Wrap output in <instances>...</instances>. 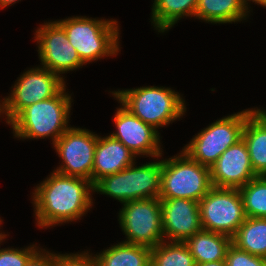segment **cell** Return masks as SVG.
<instances>
[{
	"mask_svg": "<svg viewBox=\"0 0 266 266\" xmlns=\"http://www.w3.org/2000/svg\"><path fill=\"white\" fill-rule=\"evenodd\" d=\"M93 184L79 177L55 171L34 190V206L39 227H49L79 219L90 210Z\"/></svg>",
	"mask_w": 266,
	"mask_h": 266,
	"instance_id": "cell-1",
	"label": "cell"
},
{
	"mask_svg": "<svg viewBox=\"0 0 266 266\" xmlns=\"http://www.w3.org/2000/svg\"><path fill=\"white\" fill-rule=\"evenodd\" d=\"M71 96L65 87L56 95L24 108L9 124L18 138L52 137L53 144L69 128Z\"/></svg>",
	"mask_w": 266,
	"mask_h": 266,
	"instance_id": "cell-2",
	"label": "cell"
},
{
	"mask_svg": "<svg viewBox=\"0 0 266 266\" xmlns=\"http://www.w3.org/2000/svg\"><path fill=\"white\" fill-rule=\"evenodd\" d=\"M132 114L155 129L180 118L186 111L180 94L165 87H140L112 92Z\"/></svg>",
	"mask_w": 266,
	"mask_h": 266,
	"instance_id": "cell-3",
	"label": "cell"
},
{
	"mask_svg": "<svg viewBox=\"0 0 266 266\" xmlns=\"http://www.w3.org/2000/svg\"><path fill=\"white\" fill-rule=\"evenodd\" d=\"M65 31L68 42L86 64L119 51L117 21L73 17L56 21Z\"/></svg>",
	"mask_w": 266,
	"mask_h": 266,
	"instance_id": "cell-4",
	"label": "cell"
},
{
	"mask_svg": "<svg viewBox=\"0 0 266 266\" xmlns=\"http://www.w3.org/2000/svg\"><path fill=\"white\" fill-rule=\"evenodd\" d=\"M134 166L133 164L101 178L93 185V191L109 195L122 204L140 199L159 198L163 160Z\"/></svg>",
	"mask_w": 266,
	"mask_h": 266,
	"instance_id": "cell-5",
	"label": "cell"
},
{
	"mask_svg": "<svg viewBox=\"0 0 266 266\" xmlns=\"http://www.w3.org/2000/svg\"><path fill=\"white\" fill-rule=\"evenodd\" d=\"M181 152L179 156L163 160L159 199L183 198L199 202L213 187L210 168Z\"/></svg>",
	"mask_w": 266,
	"mask_h": 266,
	"instance_id": "cell-6",
	"label": "cell"
},
{
	"mask_svg": "<svg viewBox=\"0 0 266 266\" xmlns=\"http://www.w3.org/2000/svg\"><path fill=\"white\" fill-rule=\"evenodd\" d=\"M254 109L229 115L198 133L183 151L194 161L210 168L230 146L242 139L246 118Z\"/></svg>",
	"mask_w": 266,
	"mask_h": 266,
	"instance_id": "cell-7",
	"label": "cell"
},
{
	"mask_svg": "<svg viewBox=\"0 0 266 266\" xmlns=\"http://www.w3.org/2000/svg\"><path fill=\"white\" fill-rule=\"evenodd\" d=\"M202 230L233 237L245 221L243 200L237 188L212 187L199 201Z\"/></svg>",
	"mask_w": 266,
	"mask_h": 266,
	"instance_id": "cell-8",
	"label": "cell"
},
{
	"mask_svg": "<svg viewBox=\"0 0 266 266\" xmlns=\"http://www.w3.org/2000/svg\"><path fill=\"white\" fill-rule=\"evenodd\" d=\"M119 223L127 236V241H123L125 243L154 248L165 241L159 198L140 199L124 203L119 213Z\"/></svg>",
	"mask_w": 266,
	"mask_h": 266,
	"instance_id": "cell-9",
	"label": "cell"
},
{
	"mask_svg": "<svg viewBox=\"0 0 266 266\" xmlns=\"http://www.w3.org/2000/svg\"><path fill=\"white\" fill-rule=\"evenodd\" d=\"M65 87L61 75L46 68L26 71L14 85L11 95L4 98V114L9 124L24 108L56 96Z\"/></svg>",
	"mask_w": 266,
	"mask_h": 266,
	"instance_id": "cell-10",
	"label": "cell"
},
{
	"mask_svg": "<svg viewBox=\"0 0 266 266\" xmlns=\"http://www.w3.org/2000/svg\"><path fill=\"white\" fill-rule=\"evenodd\" d=\"M98 135L87 129L69 127L53 144L64 164L55 172L92 182V169Z\"/></svg>",
	"mask_w": 266,
	"mask_h": 266,
	"instance_id": "cell-11",
	"label": "cell"
},
{
	"mask_svg": "<svg viewBox=\"0 0 266 266\" xmlns=\"http://www.w3.org/2000/svg\"><path fill=\"white\" fill-rule=\"evenodd\" d=\"M38 53L43 68L58 75L84 65L77 50L68 42L64 29L56 22H48L37 31Z\"/></svg>",
	"mask_w": 266,
	"mask_h": 266,
	"instance_id": "cell-12",
	"label": "cell"
},
{
	"mask_svg": "<svg viewBox=\"0 0 266 266\" xmlns=\"http://www.w3.org/2000/svg\"><path fill=\"white\" fill-rule=\"evenodd\" d=\"M117 128L110 136L124 144L135 155L160 157L158 130L132 114L124 106L117 109L114 116Z\"/></svg>",
	"mask_w": 266,
	"mask_h": 266,
	"instance_id": "cell-13",
	"label": "cell"
},
{
	"mask_svg": "<svg viewBox=\"0 0 266 266\" xmlns=\"http://www.w3.org/2000/svg\"><path fill=\"white\" fill-rule=\"evenodd\" d=\"M210 177L213 187L237 189L257 177L243 139L228 147L210 166Z\"/></svg>",
	"mask_w": 266,
	"mask_h": 266,
	"instance_id": "cell-14",
	"label": "cell"
},
{
	"mask_svg": "<svg viewBox=\"0 0 266 266\" xmlns=\"http://www.w3.org/2000/svg\"><path fill=\"white\" fill-rule=\"evenodd\" d=\"M163 236L170 241L185 242L202 230L199 202L191 199H160Z\"/></svg>",
	"mask_w": 266,
	"mask_h": 266,
	"instance_id": "cell-15",
	"label": "cell"
},
{
	"mask_svg": "<svg viewBox=\"0 0 266 266\" xmlns=\"http://www.w3.org/2000/svg\"><path fill=\"white\" fill-rule=\"evenodd\" d=\"M134 157V158H133ZM135 154L113 137H99L95 147L92 184L133 165Z\"/></svg>",
	"mask_w": 266,
	"mask_h": 266,
	"instance_id": "cell-16",
	"label": "cell"
},
{
	"mask_svg": "<svg viewBox=\"0 0 266 266\" xmlns=\"http://www.w3.org/2000/svg\"><path fill=\"white\" fill-rule=\"evenodd\" d=\"M253 171L266 176V111L255 109L246 118L242 132Z\"/></svg>",
	"mask_w": 266,
	"mask_h": 266,
	"instance_id": "cell-17",
	"label": "cell"
},
{
	"mask_svg": "<svg viewBox=\"0 0 266 266\" xmlns=\"http://www.w3.org/2000/svg\"><path fill=\"white\" fill-rule=\"evenodd\" d=\"M196 264L225 260L232 238L211 231L201 230L184 242Z\"/></svg>",
	"mask_w": 266,
	"mask_h": 266,
	"instance_id": "cell-18",
	"label": "cell"
},
{
	"mask_svg": "<svg viewBox=\"0 0 266 266\" xmlns=\"http://www.w3.org/2000/svg\"><path fill=\"white\" fill-rule=\"evenodd\" d=\"M96 259L99 266H150L151 248L122 242L96 254Z\"/></svg>",
	"mask_w": 266,
	"mask_h": 266,
	"instance_id": "cell-19",
	"label": "cell"
},
{
	"mask_svg": "<svg viewBox=\"0 0 266 266\" xmlns=\"http://www.w3.org/2000/svg\"><path fill=\"white\" fill-rule=\"evenodd\" d=\"M248 12L242 0H199L195 17L211 23H232Z\"/></svg>",
	"mask_w": 266,
	"mask_h": 266,
	"instance_id": "cell-20",
	"label": "cell"
},
{
	"mask_svg": "<svg viewBox=\"0 0 266 266\" xmlns=\"http://www.w3.org/2000/svg\"><path fill=\"white\" fill-rule=\"evenodd\" d=\"M232 244L251 255L266 258V218L246 217L232 237Z\"/></svg>",
	"mask_w": 266,
	"mask_h": 266,
	"instance_id": "cell-21",
	"label": "cell"
},
{
	"mask_svg": "<svg viewBox=\"0 0 266 266\" xmlns=\"http://www.w3.org/2000/svg\"><path fill=\"white\" fill-rule=\"evenodd\" d=\"M199 0H154L152 22L158 32L167 31L182 16H195Z\"/></svg>",
	"mask_w": 266,
	"mask_h": 266,
	"instance_id": "cell-22",
	"label": "cell"
},
{
	"mask_svg": "<svg viewBox=\"0 0 266 266\" xmlns=\"http://www.w3.org/2000/svg\"><path fill=\"white\" fill-rule=\"evenodd\" d=\"M150 266H196V263L184 242L162 241L151 248Z\"/></svg>",
	"mask_w": 266,
	"mask_h": 266,
	"instance_id": "cell-23",
	"label": "cell"
},
{
	"mask_svg": "<svg viewBox=\"0 0 266 266\" xmlns=\"http://www.w3.org/2000/svg\"><path fill=\"white\" fill-rule=\"evenodd\" d=\"M239 191L246 217L266 218V176H257Z\"/></svg>",
	"mask_w": 266,
	"mask_h": 266,
	"instance_id": "cell-24",
	"label": "cell"
},
{
	"mask_svg": "<svg viewBox=\"0 0 266 266\" xmlns=\"http://www.w3.org/2000/svg\"><path fill=\"white\" fill-rule=\"evenodd\" d=\"M7 235L0 236V242ZM32 245L23 250L14 248L0 249V266H25L28 260L37 252L36 246Z\"/></svg>",
	"mask_w": 266,
	"mask_h": 266,
	"instance_id": "cell-25",
	"label": "cell"
},
{
	"mask_svg": "<svg viewBox=\"0 0 266 266\" xmlns=\"http://www.w3.org/2000/svg\"><path fill=\"white\" fill-rule=\"evenodd\" d=\"M225 261L227 266H265V258L251 255L233 244L228 247Z\"/></svg>",
	"mask_w": 266,
	"mask_h": 266,
	"instance_id": "cell-26",
	"label": "cell"
},
{
	"mask_svg": "<svg viewBox=\"0 0 266 266\" xmlns=\"http://www.w3.org/2000/svg\"><path fill=\"white\" fill-rule=\"evenodd\" d=\"M56 266H99L96 256L81 254H56Z\"/></svg>",
	"mask_w": 266,
	"mask_h": 266,
	"instance_id": "cell-27",
	"label": "cell"
},
{
	"mask_svg": "<svg viewBox=\"0 0 266 266\" xmlns=\"http://www.w3.org/2000/svg\"><path fill=\"white\" fill-rule=\"evenodd\" d=\"M25 266H56V254L37 251Z\"/></svg>",
	"mask_w": 266,
	"mask_h": 266,
	"instance_id": "cell-28",
	"label": "cell"
},
{
	"mask_svg": "<svg viewBox=\"0 0 266 266\" xmlns=\"http://www.w3.org/2000/svg\"><path fill=\"white\" fill-rule=\"evenodd\" d=\"M196 266H227V264L225 260H220V261H212V262L196 264Z\"/></svg>",
	"mask_w": 266,
	"mask_h": 266,
	"instance_id": "cell-29",
	"label": "cell"
},
{
	"mask_svg": "<svg viewBox=\"0 0 266 266\" xmlns=\"http://www.w3.org/2000/svg\"><path fill=\"white\" fill-rule=\"evenodd\" d=\"M242 1H243V4H244L246 10H248V7H247L248 3H246V2L249 1V0H242ZM252 2H255L258 5L260 4L263 7L264 6L266 7V0H252Z\"/></svg>",
	"mask_w": 266,
	"mask_h": 266,
	"instance_id": "cell-30",
	"label": "cell"
},
{
	"mask_svg": "<svg viewBox=\"0 0 266 266\" xmlns=\"http://www.w3.org/2000/svg\"><path fill=\"white\" fill-rule=\"evenodd\" d=\"M19 0H0V8L6 7Z\"/></svg>",
	"mask_w": 266,
	"mask_h": 266,
	"instance_id": "cell-31",
	"label": "cell"
},
{
	"mask_svg": "<svg viewBox=\"0 0 266 266\" xmlns=\"http://www.w3.org/2000/svg\"><path fill=\"white\" fill-rule=\"evenodd\" d=\"M4 112V101L0 103V114Z\"/></svg>",
	"mask_w": 266,
	"mask_h": 266,
	"instance_id": "cell-32",
	"label": "cell"
}]
</instances>
